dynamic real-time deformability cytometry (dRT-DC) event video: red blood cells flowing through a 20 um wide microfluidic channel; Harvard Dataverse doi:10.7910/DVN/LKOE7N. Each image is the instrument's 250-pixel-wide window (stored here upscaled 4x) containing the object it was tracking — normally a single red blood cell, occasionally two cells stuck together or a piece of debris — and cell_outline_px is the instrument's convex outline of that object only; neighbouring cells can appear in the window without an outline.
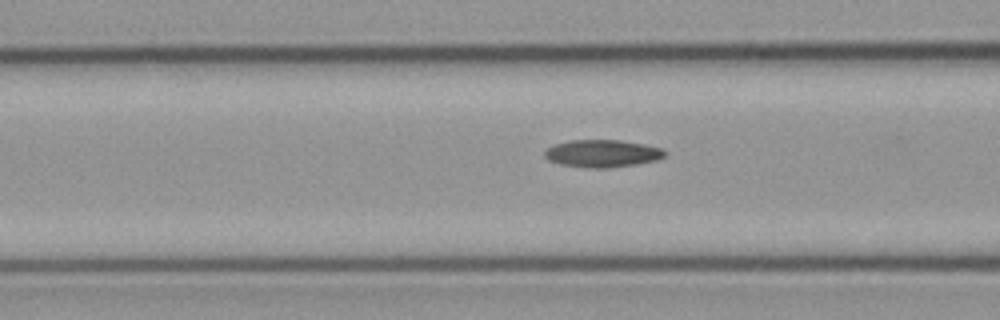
{"species": "common noctule bat (a hibernating species)", "species_latin": "Nyctalus noctula", "temperature_condition": "cold", "stored_images_in_passage": 12, "camera_frame_rate_fps": 3000, "um_per_image_px": 0.085, "animal": {"sex": "male", "body_mass_g": 23.1, "forearm_length_mm": 52.7}, "frame": {"image": 1, "passage_image": 10, "time_ms": 3.0, "image_size_px": [1000, 320], "cell_outline_px": [[668, 152], [664, 156], [656, 160], [636, 164], [608, 168], [592, 168], [560, 164], [548, 160], [544, 156], [544, 152], [548, 148], [556, 144], [568, 140], [620, 140], [644, 144], [664, 148]], "centroid_in_image_um": [51.22, 13.04], "position_along_channel_um": 115.4, "area_um2": 19.25}}